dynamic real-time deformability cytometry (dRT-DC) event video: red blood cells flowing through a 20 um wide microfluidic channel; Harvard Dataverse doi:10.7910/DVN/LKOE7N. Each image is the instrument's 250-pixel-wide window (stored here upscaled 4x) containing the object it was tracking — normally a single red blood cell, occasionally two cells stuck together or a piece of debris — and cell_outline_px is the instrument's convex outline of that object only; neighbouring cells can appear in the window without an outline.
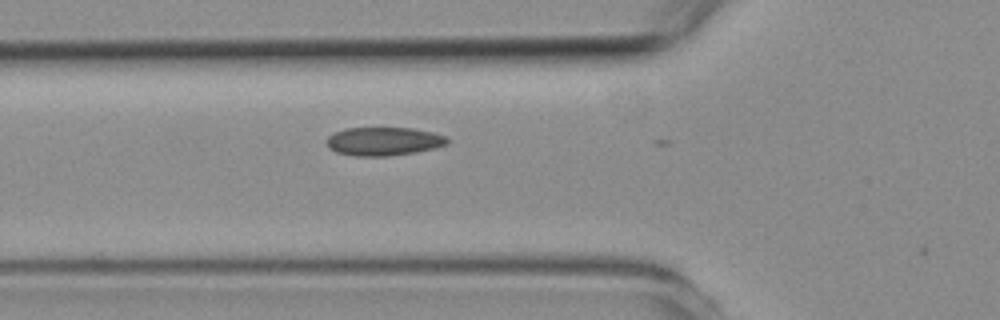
{"species": "common noctule bat (a hibernating species)", "species_latin": "Nyctalus noctula", "temperature_condition": "room temperature", "stored_images_in_passage": 4, "camera_frame_rate_fps": 3000, "um_per_image_px": 0.085, "animal": {"sex": "female", "body_mass_g": 19.3, "forearm_length_mm": 54.1}, "frame": {"image": 1, "passage_image": 4, "time_ms": 4.0, "image_size_px": [1000, 320], "cell_outline_px": [[448, 140], [444, 144], [432, 148], [412, 152], [388, 156], [352, 156], [336, 152], [328, 148], [328, 136], [344, 128], [412, 128], [432, 132], [444, 136]], "centroid_in_image_um": [32.54, 12.01], "position_along_channel_um": 93.3, "area_um2": 19.65}}